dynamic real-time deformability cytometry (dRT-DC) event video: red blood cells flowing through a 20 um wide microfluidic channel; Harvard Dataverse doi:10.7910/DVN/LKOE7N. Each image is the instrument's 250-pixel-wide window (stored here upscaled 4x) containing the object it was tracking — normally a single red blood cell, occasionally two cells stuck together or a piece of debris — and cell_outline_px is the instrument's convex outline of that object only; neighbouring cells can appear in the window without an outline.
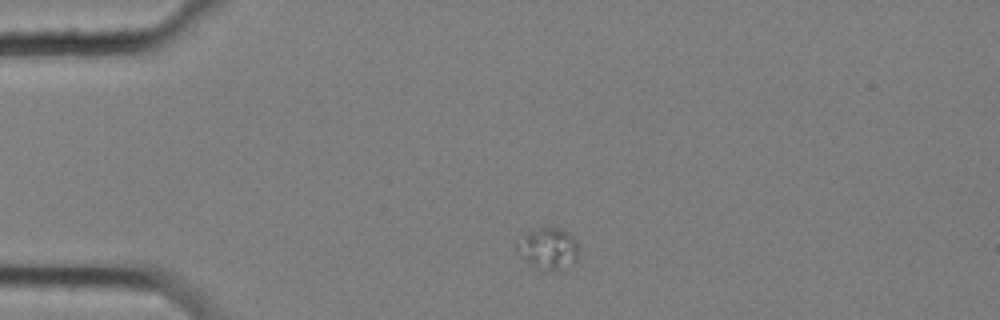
{"species": "common noctule bat (a hibernating species)", "species_latin": "Nyctalus noctula", "temperature_condition": "cold", "stored_images_in_passage": 10, "camera_frame_rate_fps": 3000, "um_per_image_px": 0.085, "animal": {"sex": "female", "body_mass_g": 25.1}, "frame": {"image": 1, "passage_image": 1, "time_ms": 0.0, "image_size_px": [1000, 320], "cell_outline_px": [[576, 260], [548, 272], [532, 264], [512, 244], [528, 232], [544, 224], [548, 224], [560, 228], [568, 232], [576, 240]], "centroid_in_image_um": [46.56, 21.02], "position_along_channel_um": 38.4, "area_um2": 14.62}}